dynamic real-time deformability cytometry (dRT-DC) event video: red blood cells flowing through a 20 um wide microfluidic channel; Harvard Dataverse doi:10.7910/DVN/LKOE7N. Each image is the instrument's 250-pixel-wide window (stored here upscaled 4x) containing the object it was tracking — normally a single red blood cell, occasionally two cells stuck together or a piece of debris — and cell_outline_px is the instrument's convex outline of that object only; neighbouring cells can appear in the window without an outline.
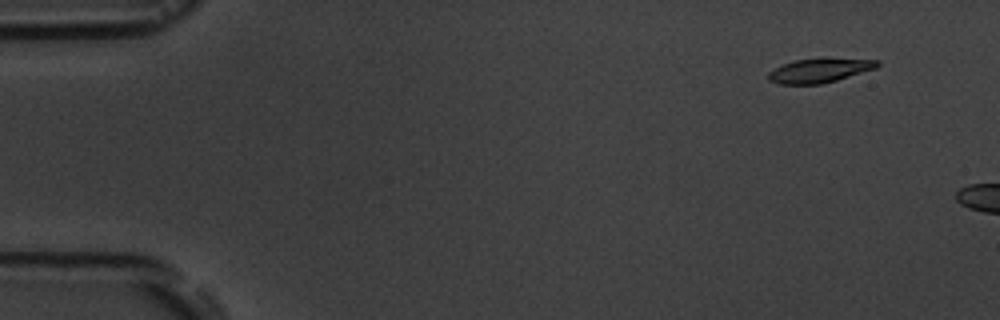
{"species": "common noctule bat (a hibernating species)", "species_latin": "Nyctalus noctula", "temperature_condition": "room temperature", "stored_images_in_passage": 4, "camera_frame_rate_fps": 3000, "um_per_image_px": 0.085, "animal": {"sex": "male", "body_mass_g": 19.5, "forearm_length_mm": 54.6}, "frame": {"image": 1, "passage_image": 2, "time_ms": 1.333, "image_size_px": [1000, 320], "cell_outline_px": [[880, 64], [876, 68], [836, 80], [820, 84], [780, 84], [768, 80], [768, 72], [784, 64], [796, 60], [880, 60]], "centroid_in_image_um": [69.61, 6.03], "position_along_channel_um": 15.4, "area_um2": 14.51}}